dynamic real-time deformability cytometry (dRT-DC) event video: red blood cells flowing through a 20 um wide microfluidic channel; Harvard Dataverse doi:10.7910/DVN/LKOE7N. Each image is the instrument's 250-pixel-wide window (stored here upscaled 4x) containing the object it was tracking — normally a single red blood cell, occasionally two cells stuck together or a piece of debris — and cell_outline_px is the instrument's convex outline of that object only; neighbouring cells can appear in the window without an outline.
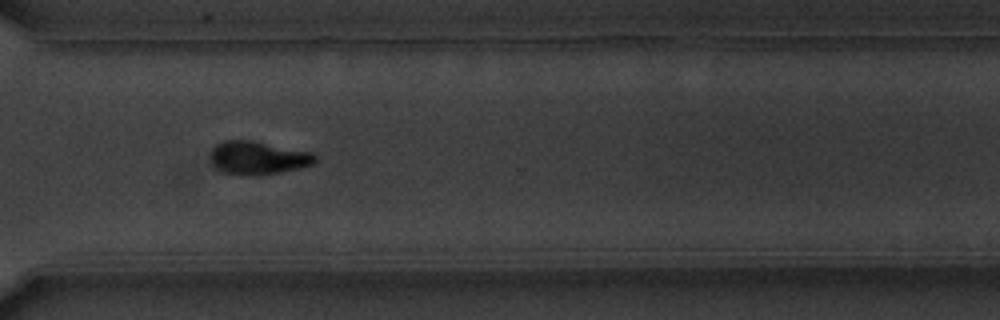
{"species": "common noctule bat (a hibernating species)", "species_latin": "Nyctalus noctula", "temperature_condition": "warm", "stored_images_in_passage": 48, "camera_frame_rate_fps": 3000, "um_per_image_px": 0.085, "animal": {"sex": "male", "body_mass_g": 20.1, "forearm_length_mm": 53.5}, "frame": {"image": 1, "passage_image": 41, "time_ms": 13.333, "image_size_px": [1000, 320], "cell_outline_px": [[316, 164], [300, 168], [280, 172], [248, 176], [224, 172], [212, 160], [212, 152], [216, 144], [224, 140], [252, 140], [312, 152], [316, 156]], "centroid_in_image_um": [22.01, 13.4], "position_along_channel_um": 348.6, "area_um2": 20.0}}